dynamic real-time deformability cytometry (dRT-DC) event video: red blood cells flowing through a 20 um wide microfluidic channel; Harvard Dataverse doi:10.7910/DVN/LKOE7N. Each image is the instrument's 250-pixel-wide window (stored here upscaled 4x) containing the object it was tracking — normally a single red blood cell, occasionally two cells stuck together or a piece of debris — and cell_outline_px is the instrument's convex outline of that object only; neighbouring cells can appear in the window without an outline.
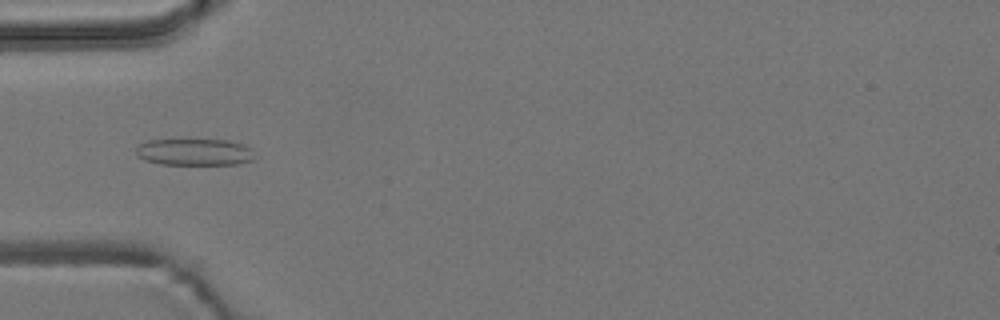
{"species": "common noctule bat (a hibernating species)", "species_latin": "Nyctalus noctula", "temperature_condition": "room temperature", "stored_images_in_passage": 53, "camera_frame_rate_fps": 3000, "um_per_image_px": 0.085, "animal": {"sex": "male", "body_mass_g": 19.2, "forearm_length_mm": 51.8}, "frame": {"image": 1, "passage_image": 16, "time_ms": 5.0, "image_size_px": [1000, 320], "cell_outline_px": [[256, 156], [252, 160], [236, 164], [160, 164], [144, 160], [136, 156], [136, 148], [140, 144], [148, 140], [228, 140], [244, 144], [252, 148]], "centroid_in_image_um": [16.55, 12.92], "position_along_channel_um": 68.4, "area_um2": 18.61}}
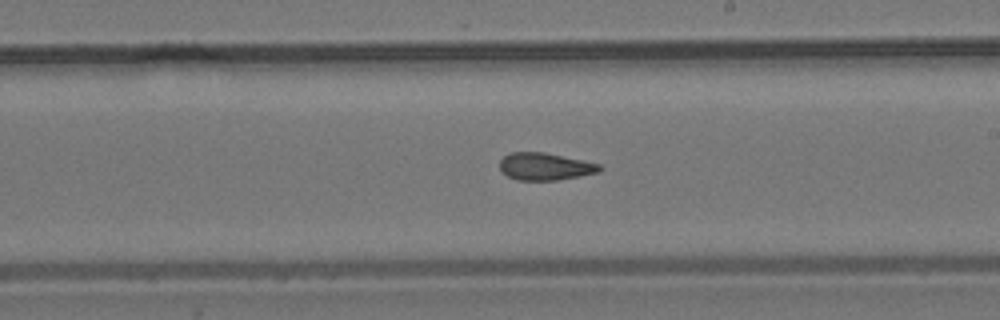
{"frame": {"image": 2, "passage_image": 30, "time_ms": 9.667, "image_size_px": [1000, 320], "cell_outline_px": [[604, 168], [600, 172], [560, 180], [516, 180], [508, 176], [500, 168], [500, 160], [504, 156], [512, 152], [544, 152], [600, 164]], "centroid_in_image_um": [46.36, 14.16], "position_along_channel_um": 242.6, "area_um2": 15.9}}
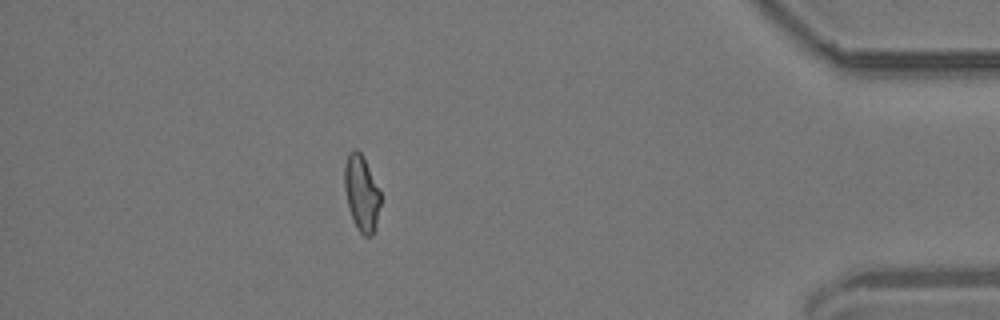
{"frame": {"image": 3, "passage_image": 47, "time_ms": 15.333, "image_size_px": [1000, 320], "cell_outline_px": [[380, 204], [376, 228], [372, 236], [364, 236], [356, 228], [348, 204], [344, 188], [344, 164], [348, 152], [352, 148], [356, 148], [364, 156], [380, 192]], "centroid_in_image_um": [30.72, 16.38], "position_along_channel_um": 404.5, "area_um2": 16.07}, "authors_computed_cell_mechanics": {"area_um2": 16.5886, "velocity_mm_per_s": 3.7232, "shape_relaxation_time_tau1_ms": null, "shape_relaxation_time_tau2_ms": 2.913, "deformation_change_tau1": null, "deformation_change_tau2": 0.1006}}